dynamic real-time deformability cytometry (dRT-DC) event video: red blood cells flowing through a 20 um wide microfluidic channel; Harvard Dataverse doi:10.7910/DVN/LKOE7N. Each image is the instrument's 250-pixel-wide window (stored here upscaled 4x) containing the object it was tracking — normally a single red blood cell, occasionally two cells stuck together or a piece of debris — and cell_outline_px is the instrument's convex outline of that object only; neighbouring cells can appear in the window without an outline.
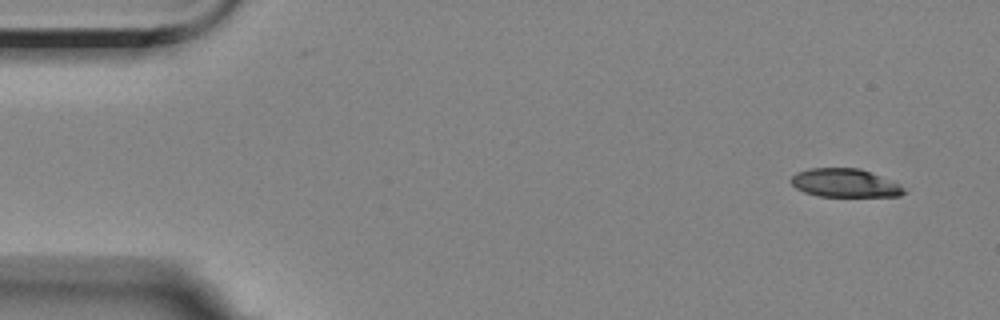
{"species": "Egyptian fruit bat (a non-hibernating species)", "species_latin": "Rousettus aegyptiacus", "temperature_condition": "room temperature", "stored_images_in_passage": 5, "camera_frame_rate_fps": 3000, "um_per_image_px": 0.085, "animal": {"sex": "female"}, "frame": {"image": 1, "passage_image": 1, "time_ms": 0.0, "image_size_px": [1000, 320], "cell_outline_px": [[908, 192], [900, 196], [820, 196], [804, 192], [796, 188], [792, 184], [792, 176], [796, 172], [808, 168], [860, 168], [896, 184], [904, 188]], "centroid_in_image_um": [71.77, 15.56], "position_along_channel_um": 13.2, "area_um2": 18.38}}
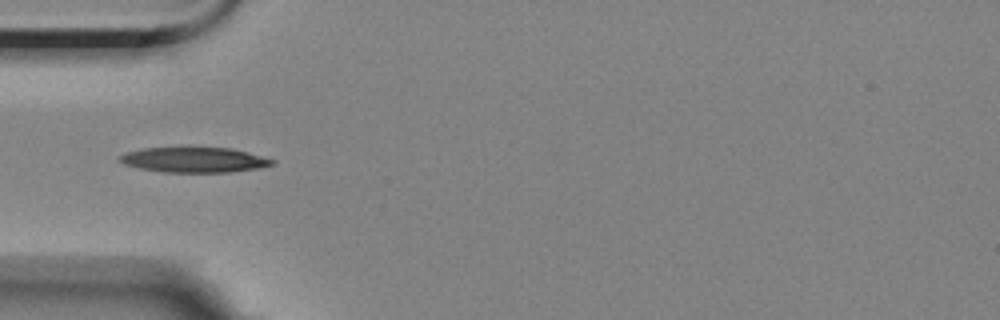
{"frame": {"image": 2, "passage_image": 5, "time_ms": 4.667, "image_size_px": [1000, 320], "cell_outline_px": [[276, 160], [272, 164], [260, 168], [228, 172], [164, 172], [140, 168], [124, 164], [116, 160], [120, 156], [128, 152], [144, 148], [188, 144], [232, 148], [248, 152]], "centroid_in_image_um": [16.49, 13.53], "position_along_channel_um": 68.5, "area_um2": 23.41}}